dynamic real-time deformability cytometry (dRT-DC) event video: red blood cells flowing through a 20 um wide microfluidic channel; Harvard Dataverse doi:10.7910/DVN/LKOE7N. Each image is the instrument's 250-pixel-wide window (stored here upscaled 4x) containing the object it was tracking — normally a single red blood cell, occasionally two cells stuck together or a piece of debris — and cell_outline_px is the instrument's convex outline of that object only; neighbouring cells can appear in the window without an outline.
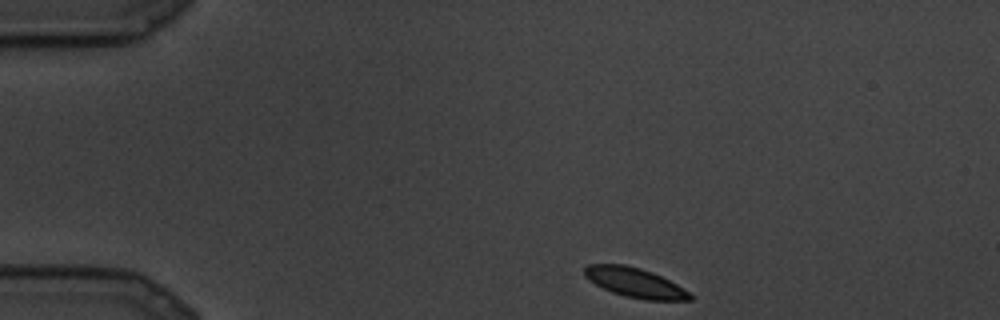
{"species": "common noctule bat (a hibernating species)", "species_latin": "Nyctalus noctula", "temperature_condition": "cold", "stored_images_in_passage": 78, "camera_frame_rate_fps": 3000, "um_per_image_px": 0.085, "animal": {"sex": "male", "body_mass_g": 19.5, "forearm_length_mm": 54.6}, "frame": {"image": 1, "passage_image": 1, "time_ms": 0.0, "image_size_px": [1000, 320], "cell_outline_px": [[692, 300], [644, 300], [624, 296], [612, 292], [588, 280], [584, 276], [584, 264], [624, 264], [640, 268], [652, 272], [676, 284], [688, 292], [692, 296]], "centroid_in_image_um": [53.92, 24.01], "position_along_channel_um": 31.1, "area_um2": 18.09}}
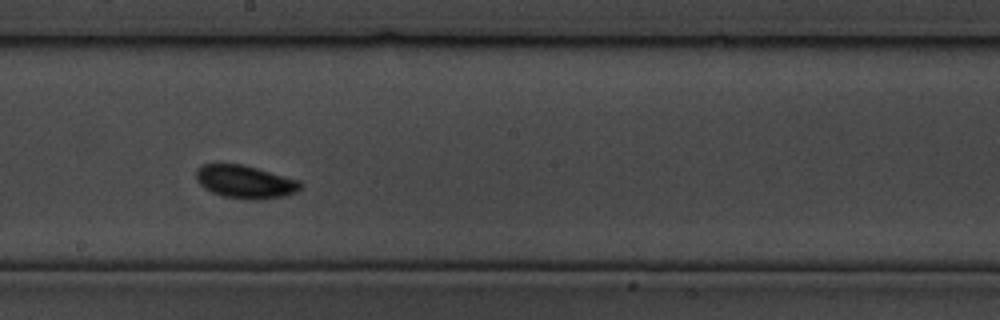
{"frame": {"image": 2, "passage_image": 37, "time_ms": 12.0, "image_size_px": [1000, 320], "cell_outline_px": [[304, 184], [296, 192], [284, 196], [260, 200], [248, 200], [224, 196], [212, 192], [204, 188], [196, 180], [196, 168], [200, 164], [244, 164], [300, 180]], "centroid_in_image_um": [20.85, 15.45], "position_along_channel_um": 227.4, "area_um2": 20.35}}
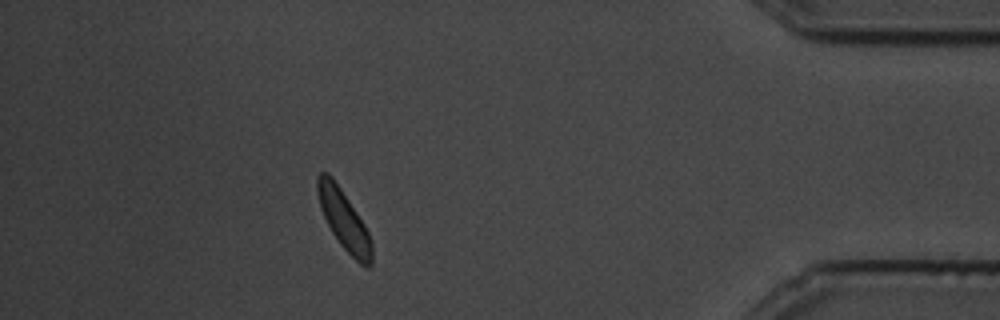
{"frame": {"image": 3, "passage_image": 68, "time_ms": 22.333, "image_size_px": [1000, 320], "cell_outline_px": [[372, 264], [368, 268], [364, 268], [340, 244], [332, 232], [320, 208], [316, 192], [316, 176], [320, 172], [328, 172], [332, 176], [364, 224], [372, 240]], "centroid_in_image_um": [29.22, 18.69], "position_along_channel_um": 406.0, "area_um2": 18.79}}